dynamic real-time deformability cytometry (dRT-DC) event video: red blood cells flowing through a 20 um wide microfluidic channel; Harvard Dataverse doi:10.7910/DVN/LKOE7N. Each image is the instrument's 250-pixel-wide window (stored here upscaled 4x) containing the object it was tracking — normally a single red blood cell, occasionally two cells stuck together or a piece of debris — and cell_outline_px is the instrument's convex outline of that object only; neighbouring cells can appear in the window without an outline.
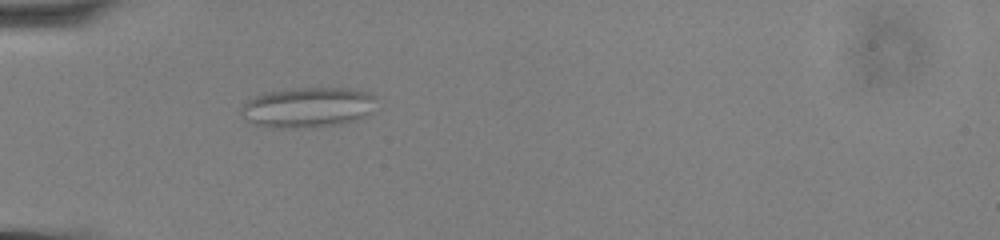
{"species": "common noctule bat (a hibernating species)", "species_latin": "Nyctalus noctula", "temperature_condition": "cold", "stored_images_in_passage": 44, "camera_frame_rate_fps": 3000, "um_per_image_px": 0.085, "animal": {"sex": "male", "body_mass_g": 13.0, "forearm_length_mm": 53.1}, "frame": {"image": 1, "passage_image": 5, "time_ms": 1.333, "image_size_px": [1000, 240], "cell_outline_px": [[376, 96], [372, 112], [356, 120], [340, 124], [312, 128], [264, 128], [252, 124], [244, 120], [240, 116], [240, 108], [248, 100], [264, 92], [292, 88], [356, 88], [368, 92]], "centroid_in_image_um": [26.12, 9.14], "position_along_channel_um": 58.9, "area_um2": 32.54}}
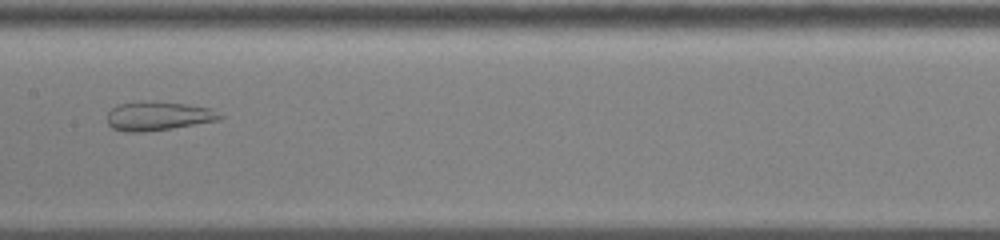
{"frame": {"image": 2, "passage_image": 17, "time_ms": 5.333, "image_size_px": [1000, 240], "cell_outline_px": [[224, 116], [220, 120], [172, 128], [144, 132], [124, 132], [112, 128], [108, 124], [108, 112], [112, 108], [120, 104], [184, 104], [212, 108]], "centroid_in_image_um": [13.49, 9.92], "position_along_channel_um": 193.9, "area_um2": 18.15}}
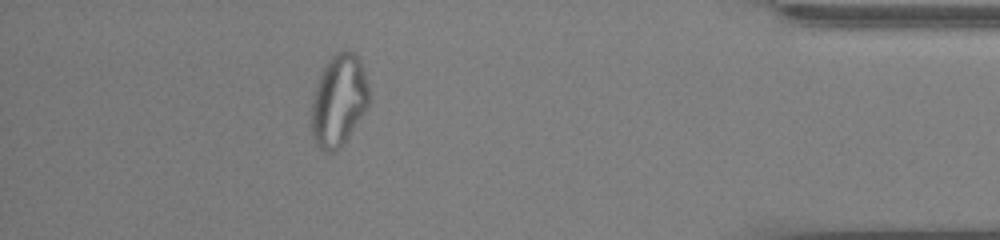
{"frame": {"image": 3, "passage_image": 38, "time_ms": 12.333, "image_size_px": [1000, 240], "cell_outline_px": [[368, 104], [364, 112], [344, 144], [340, 148], [332, 152], [328, 152], [320, 148], [316, 144], [312, 136], [312, 100], [316, 84], [320, 72], [328, 60], [336, 52], [352, 52], [360, 60], [364, 72], [368, 88]], "centroid_in_image_um": [28.77, 8.56], "position_along_channel_um": 406.4, "area_um2": 30.4}, "authors_computed_cell_mechanics": {"area_um2": 27.455, "velocity_mm_per_s": 3.6056, "shape_relaxation_time_tau1_ms": null, "shape_relaxation_time_tau2_ms": 1.0017, "deformation_change_tau1": null, "deformation_change_tau2": 0.0881}}